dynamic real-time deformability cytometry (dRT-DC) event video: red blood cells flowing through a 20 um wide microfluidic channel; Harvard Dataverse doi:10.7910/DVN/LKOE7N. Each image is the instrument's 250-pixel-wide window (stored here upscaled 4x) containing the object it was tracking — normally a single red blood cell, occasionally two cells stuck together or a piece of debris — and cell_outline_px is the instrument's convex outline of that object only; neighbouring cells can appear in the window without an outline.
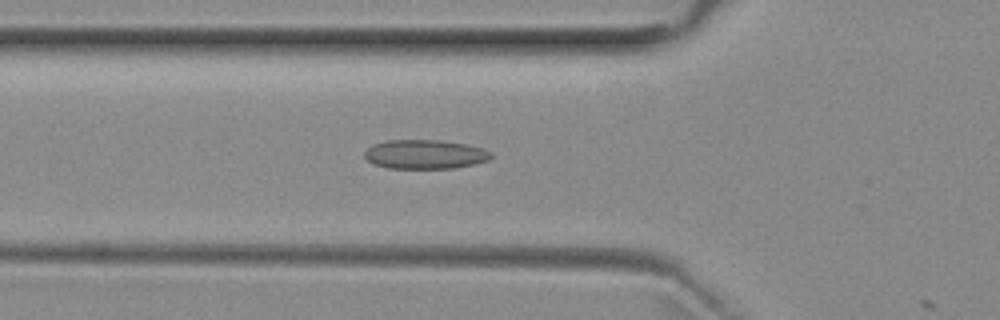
{"species": "common noctule bat (a hibernating species)", "species_latin": "Nyctalus noctula", "temperature_condition": "room temperature", "stored_images_in_passage": 18, "camera_frame_rate_fps": 3000, "um_per_image_px": 0.085, "animal": {"sex": "female", "body_mass_g": 29.2, "forearm_length_mm": 56.3}, "frame": {"image": 1, "passage_image": 17, "time_ms": 5.333, "image_size_px": [1000, 320], "cell_outline_px": [[492, 156], [488, 160], [456, 168], [388, 168], [372, 164], [364, 156], [364, 152], [372, 144], [384, 140], [440, 140], [464, 144], [484, 148], [492, 152]], "centroid_in_image_um": [36.1, 13.11], "position_along_channel_um": 89.7, "area_um2": 21.56}}